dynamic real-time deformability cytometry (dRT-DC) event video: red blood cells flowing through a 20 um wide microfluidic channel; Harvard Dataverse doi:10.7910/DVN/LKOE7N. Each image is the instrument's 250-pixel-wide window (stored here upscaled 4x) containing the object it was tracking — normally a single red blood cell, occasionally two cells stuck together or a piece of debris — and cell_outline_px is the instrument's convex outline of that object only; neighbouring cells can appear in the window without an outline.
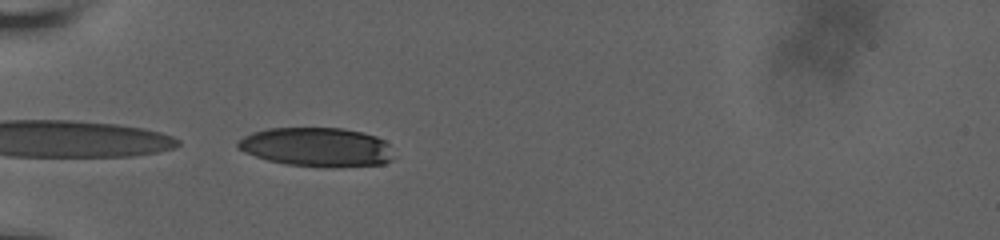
{"species": "human", "species_latin": "Homo sapiens", "temperature_condition": "room temperature", "stored_images_in_passage": 21, "camera_frame_rate_fps": 3000, "um_per_image_px": 0.085, "donor": {"sex": "male"}, "frame": {"image": 1, "passage_image": 1, "time_ms": 0.0, "image_size_px": [1000, 240], "cell_outline_px": [[392, 160], [384, 164], [288, 164], [268, 160], [244, 152], [236, 148], [236, 140], [252, 132], [268, 128], [340, 128], [364, 132], [376, 136], [384, 140], [388, 144]], "centroid_in_image_um": [26.84, 12.44], "position_along_channel_um": 58.2, "area_um2": 34.28}}
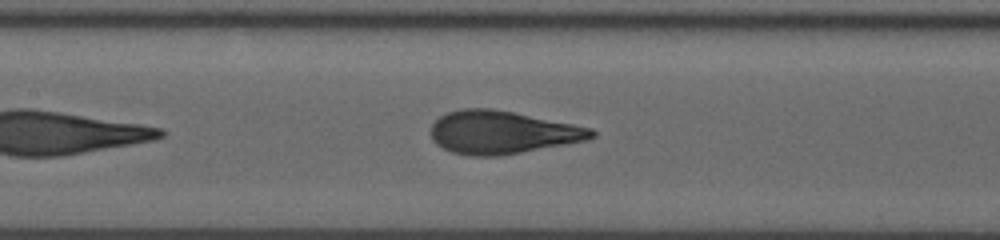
{"frame": {"image": 2, "passage_image": 12, "time_ms": 3.333, "image_size_px": [1000, 240], "cell_outline_px": [[596, 136], [588, 140], [500, 156], [468, 156], [452, 152], [436, 144], [432, 140], [432, 124], [440, 116], [448, 112], [460, 108], [492, 108], [592, 128], [596, 132]], "centroid_in_image_um": [42.67, 11.25], "position_along_channel_um": 164.7, "area_um2": 40.11}}
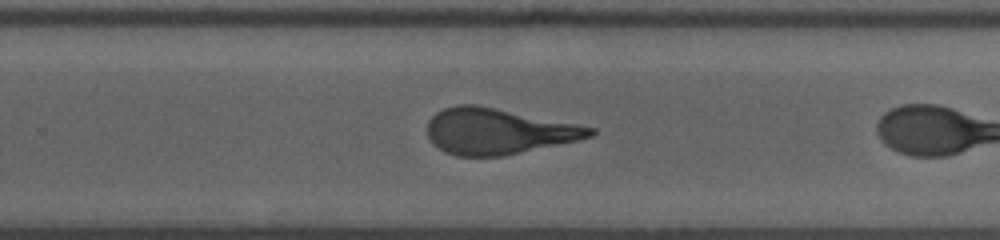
{"frame": {"image": 3, "passage_image": 20, "time_ms": 5.667, "image_size_px": [1000, 240], "cell_outline_px": [[596, 132], [592, 136], [576, 140], [504, 156], [456, 156], [444, 152], [432, 144], [428, 136], [428, 120], [436, 112], [444, 108], [456, 104], [476, 104], [596, 128]], "centroid_in_image_um": [42.28, 11.16], "position_along_channel_um": 287.5, "area_um2": 43.29}}